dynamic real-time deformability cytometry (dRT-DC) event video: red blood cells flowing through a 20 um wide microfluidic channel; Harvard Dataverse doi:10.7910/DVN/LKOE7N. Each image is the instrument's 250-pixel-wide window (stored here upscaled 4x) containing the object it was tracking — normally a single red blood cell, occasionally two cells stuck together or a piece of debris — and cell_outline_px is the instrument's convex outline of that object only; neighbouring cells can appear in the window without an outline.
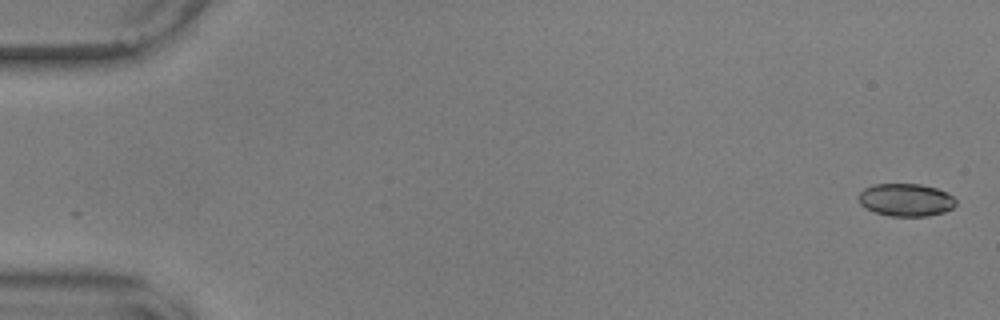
{"species": "common noctule bat (a hibernating species)", "species_latin": "Nyctalus noctula", "temperature_condition": "warm", "stored_images_in_passage": 57, "camera_frame_rate_fps": 3000, "um_per_image_px": 0.085, "animal": {"sex": "male", "body_mass_g": 17.9, "forearm_length_mm": 54.2}, "frame": {"image": 1, "passage_image": 1, "time_ms": 0.0, "image_size_px": [1000, 320], "cell_outline_px": [[956, 204], [952, 208], [944, 212], [928, 216], [888, 216], [876, 212], [860, 204], [860, 192], [864, 188], [872, 184], [920, 184], [936, 188], [952, 196], [956, 200]], "centroid_in_image_um": [77.01, 16.99], "position_along_channel_um": 8.0, "area_um2": 18.38}}
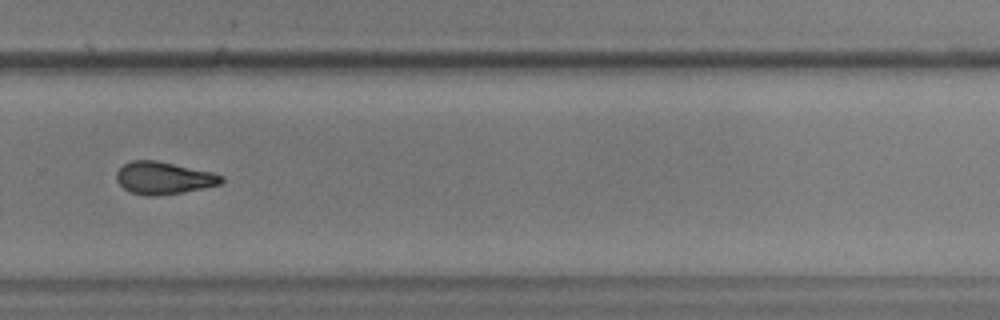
{"frame": {"image": 2, "passage_image": 39, "time_ms": 12.667, "image_size_px": [1000, 320], "cell_outline_px": [[224, 180], [220, 184], [180, 192], [156, 196], [148, 196], [132, 192], [124, 188], [116, 180], [116, 172], [124, 164], [132, 160], [156, 160], [212, 172], [224, 176]], "centroid_in_image_um": [13.89, 15.11], "position_along_channel_um": 315.9, "area_um2": 19.54}}
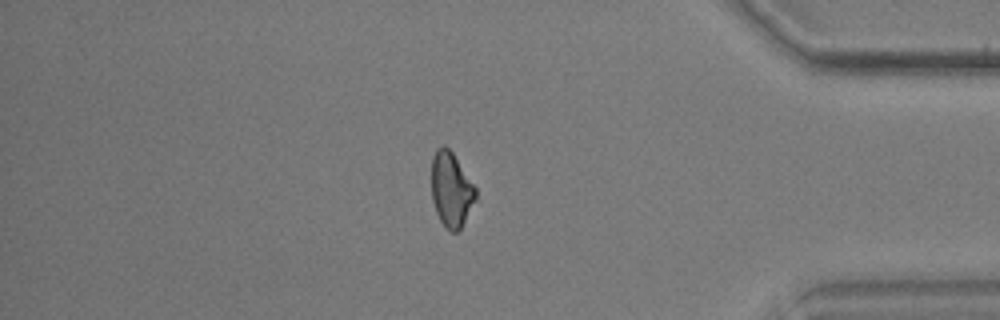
{"frame": {"image": 3, "passage_image": 48, "time_ms": 15.667, "image_size_px": [1000, 320], "cell_outline_px": [[476, 200], [460, 228], [456, 232], [448, 232], [440, 220], [436, 212], [432, 200], [432, 156], [436, 148], [444, 144], [452, 152], [476, 188]], "centroid_in_image_um": [38.34, 16.11], "position_along_channel_um": 396.9, "area_um2": 19.19}, "authors_computed_cell_mechanics": {"area_um2": 19.8254, "velocity_mm_per_s": 3.6112, "shape_relaxation_time_tau1_ms": 6.9597, "shape_relaxation_time_tau2_ms": 7.2941, "deformation_change_tau1": 0.1374, "deformation_change_tau2": 0.1627}}